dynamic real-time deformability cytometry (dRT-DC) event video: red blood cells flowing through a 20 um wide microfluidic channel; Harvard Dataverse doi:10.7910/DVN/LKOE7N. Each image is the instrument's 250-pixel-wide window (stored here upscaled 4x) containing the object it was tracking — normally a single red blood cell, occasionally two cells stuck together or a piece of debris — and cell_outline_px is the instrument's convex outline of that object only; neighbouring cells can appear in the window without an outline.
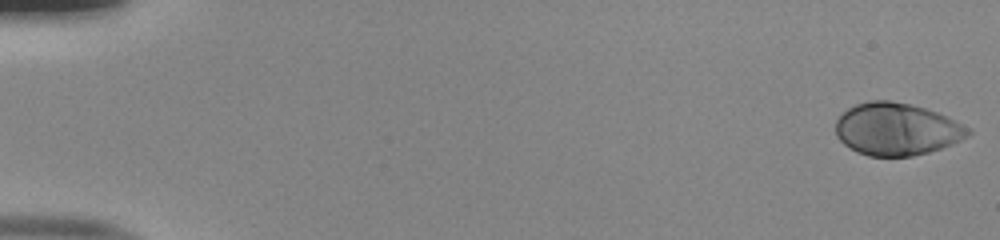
{"species": "human", "species_latin": "Homo sapiens", "temperature_condition": "room temperature", "stored_images_in_passage": 52, "camera_frame_rate_fps": 3000, "um_per_image_px": 0.085, "donor": {"sex": "male"}, "frame": {"image": 1, "passage_image": 1, "time_ms": 0.0, "image_size_px": [1000, 240], "cell_outline_px": [[972, 132], [968, 136], [952, 144], [928, 152], [912, 156], [868, 156], [856, 152], [848, 148], [836, 136], [836, 120], [848, 108], [856, 104], [872, 100], [888, 100], [908, 104], [924, 108], [936, 112], [972, 128]], "centroid_in_image_um": [76.21, 10.99], "position_along_channel_um": 8.8, "area_um2": 40.34}}
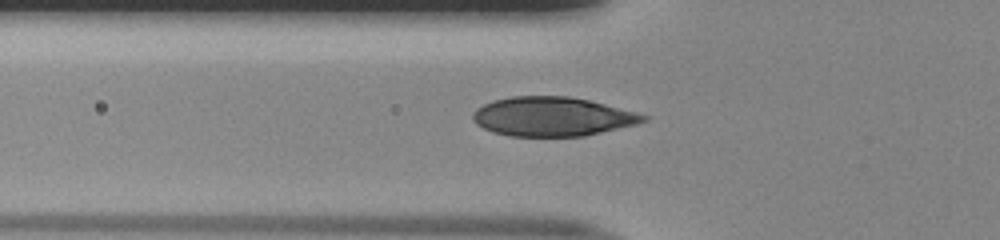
{"frame": {"image": 2, "passage_image": 19, "time_ms": 6.0, "image_size_px": [1000, 240], "cell_outline_px": [[648, 120], [636, 124], [584, 136], [508, 136], [492, 132], [476, 124], [472, 120], [472, 112], [476, 108], [492, 100], [512, 96], [568, 96], [588, 100], [636, 112], [648, 116]], "centroid_in_image_um": [46.9, 9.91], "position_along_channel_um": 78.9, "area_um2": 38.9}}
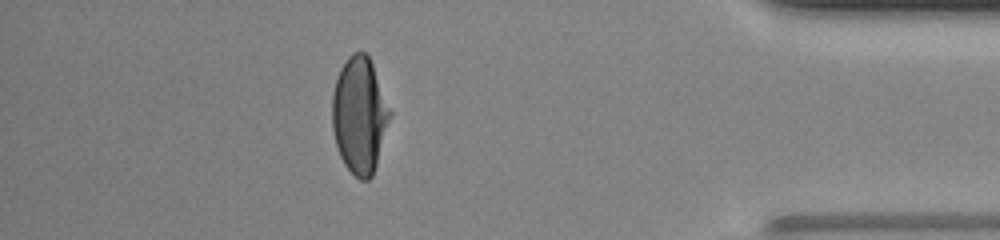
{"frame": {"image": 3, "passage_image": 46, "time_ms": 15.0, "image_size_px": [1000, 240], "cell_outline_px": [[392, 112], [376, 164], [372, 176], [368, 180], [360, 180], [344, 164], [340, 156], [336, 144], [332, 128], [332, 96], [336, 80], [340, 68], [348, 56], [352, 52], [364, 52], [368, 56], [372, 64]], "centroid_in_image_um": [30.55, 9.78], "position_along_channel_um": 404.6, "area_um2": 38.84}, "authors_computed_cell_mechanics": {"area_um2": 40.0265, "velocity_mm_per_s": 4.0108, "shape_relaxation_time_tau1_ms": 4.2885, "shape_relaxation_time_tau2_ms": null, "deformation_change_tau1": 0.2274, "deformation_change_tau2": null}}